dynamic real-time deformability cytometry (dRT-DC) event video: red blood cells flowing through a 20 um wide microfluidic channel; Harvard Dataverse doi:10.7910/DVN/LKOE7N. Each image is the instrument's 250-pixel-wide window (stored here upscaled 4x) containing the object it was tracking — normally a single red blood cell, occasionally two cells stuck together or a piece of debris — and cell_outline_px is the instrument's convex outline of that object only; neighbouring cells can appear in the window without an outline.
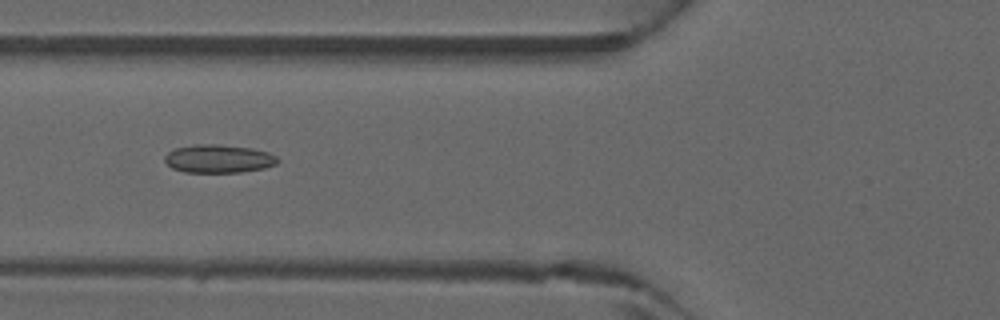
{"species": "common noctule bat (a hibernating species)", "species_latin": "Nyctalus noctula", "temperature_condition": "warm", "stored_images_in_passage": 46, "camera_frame_rate_fps": 3000, "um_per_image_px": 0.085, "animal": {"sex": "male", "forearm_length_mm": 52.5}, "frame": {"image": 1, "passage_image": 18, "time_ms": 5.667, "image_size_px": [1000, 320], "cell_outline_px": [[280, 160], [276, 164], [264, 168], [240, 172], [184, 172], [172, 168], [164, 160], [164, 156], [168, 152], [176, 148], [196, 144], [216, 144], [248, 148], [268, 152], [276, 156]], "centroid_in_image_um": [18.57, 13.49], "position_along_channel_um": 107.2, "area_um2": 18.44}}
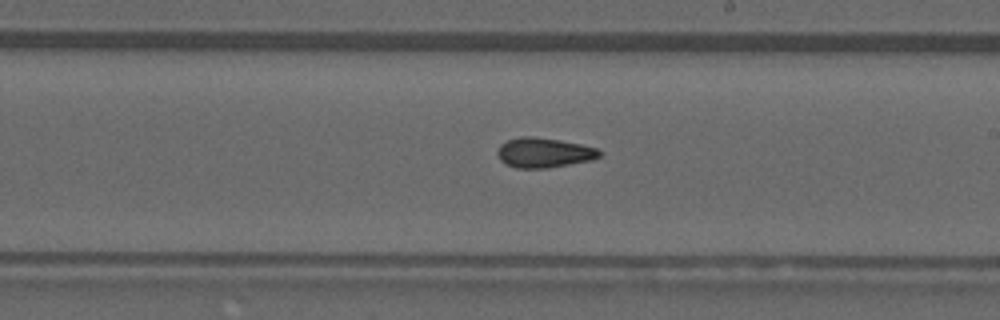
{"frame": {"image": 2, "passage_image": 27, "time_ms": 8.667, "image_size_px": [1000, 320], "cell_outline_px": [[600, 156], [592, 160], [548, 168], [516, 168], [504, 164], [500, 160], [496, 152], [500, 144], [508, 140], [520, 136], [532, 136], [560, 140], [580, 144], [596, 148], [600, 152]], "centroid_in_image_um": [46.19, 12.98], "position_along_channel_um": 242.8, "area_um2": 17.8}}
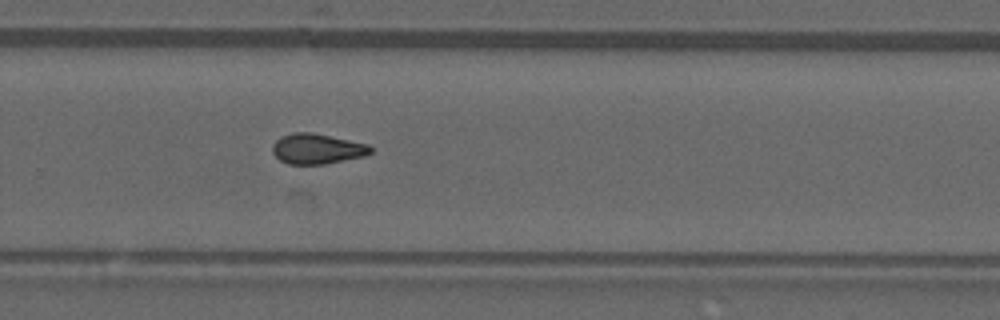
{"frame": {"image": 3, "passage_image": 31, "time_ms": 10.0, "image_size_px": [1000, 320], "cell_outline_px": [[372, 152], [364, 156], [324, 164], [288, 164], [280, 160], [272, 152], [272, 144], [276, 140], [292, 132], [312, 132], [368, 144], [372, 148]], "centroid_in_image_um": [26.94, 12.65], "position_along_channel_um": 302.9, "area_um2": 17.22}}